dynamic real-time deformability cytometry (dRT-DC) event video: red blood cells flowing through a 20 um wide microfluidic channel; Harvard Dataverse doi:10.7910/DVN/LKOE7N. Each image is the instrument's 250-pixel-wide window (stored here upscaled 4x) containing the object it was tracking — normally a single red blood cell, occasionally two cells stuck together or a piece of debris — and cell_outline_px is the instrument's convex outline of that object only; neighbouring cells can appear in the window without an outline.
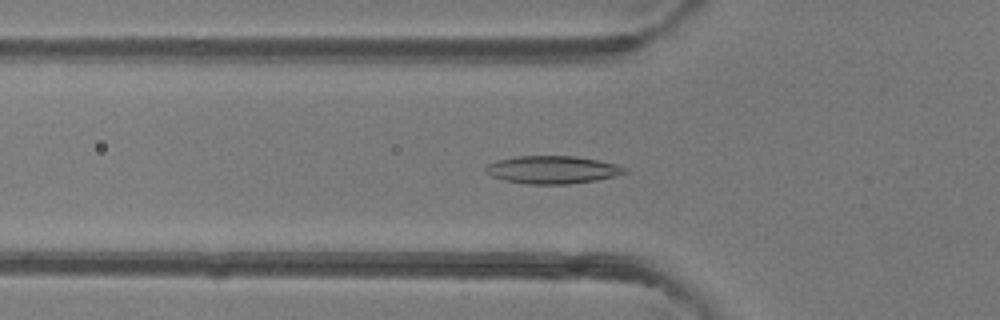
{"species": "common noctule bat (a hibernating species)", "species_latin": "Nyctalus noctula", "temperature_condition": "room temperature", "stored_images_in_passage": 48, "camera_frame_rate_fps": 3000, "um_per_image_px": 0.085, "animal": {"sex": "female"}, "frame": {"image": 1, "passage_image": 15, "time_ms": 4.667, "image_size_px": [1000, 320], "cell_outline_px": [[628, 172], [596, 180], [568, 184], [524, 184], [504, 180], [492, 176], [484, 172], [484, 168], [488, 164], [496, 160], [516, 156], [576, 156], [616, 164], [628, 168]], "centroid_in_image_um": [46.92, 14.43], "position_along_channel_um": 78.9, "area_um2": 22.54}}
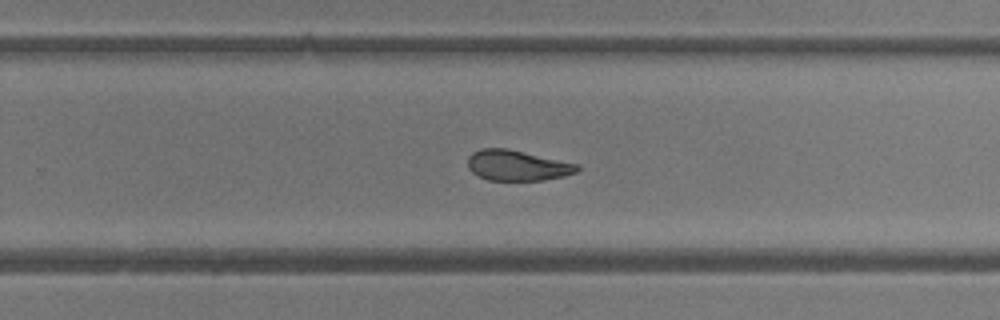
{"frame": {"image": 2, "passage_image": 30, "time_ms": 9.667, "image_size_px": [1000, 320], "cell_outline_px": [[580, 168], [576, 172], [564, 176], [544, 180], [488, 180], [472, 172], [468, 168], [468, 156], [472, 152], [480, 148], [508, 148], [580, 164]], "centroid_in_image_um": [43.97, 14.05], "position_along_channel_um": 285.8, "area_um2": 19.59}}
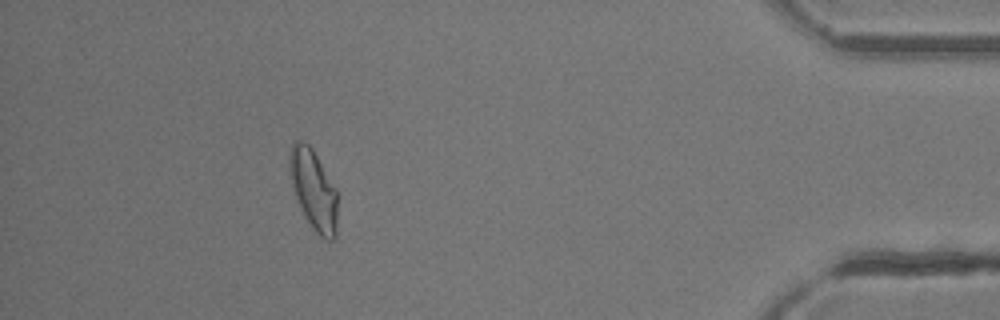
{"frame": {"image": 3, "passage_image": 43, "time_ms": 14.0, "image_size_px": [1000, 320], "cell_outline_px": [[336, 236], [332, 240], [324, 240], [312, 228], [300, 208], [292, 188], [288, 168], [288, 156], [292, 144], [296, 140], [304, 140], [312, 148], [336, 188]], "centroid_in_image_um": [26.61, 16.1], "position_along_channel_um": 408.6, "area_um2": 22.54}, "authors_computed_cell_mechanics": {"area_um2": 21.5305, "velocity_mm_per_s": 4.1342, "shape_relaxation_time_tau1_ms": null, "shape_relaxation_time_tau2_ms": 3.2573, "deformation_change_tau1": null, "deformation_change_tau2": 0.0901}}